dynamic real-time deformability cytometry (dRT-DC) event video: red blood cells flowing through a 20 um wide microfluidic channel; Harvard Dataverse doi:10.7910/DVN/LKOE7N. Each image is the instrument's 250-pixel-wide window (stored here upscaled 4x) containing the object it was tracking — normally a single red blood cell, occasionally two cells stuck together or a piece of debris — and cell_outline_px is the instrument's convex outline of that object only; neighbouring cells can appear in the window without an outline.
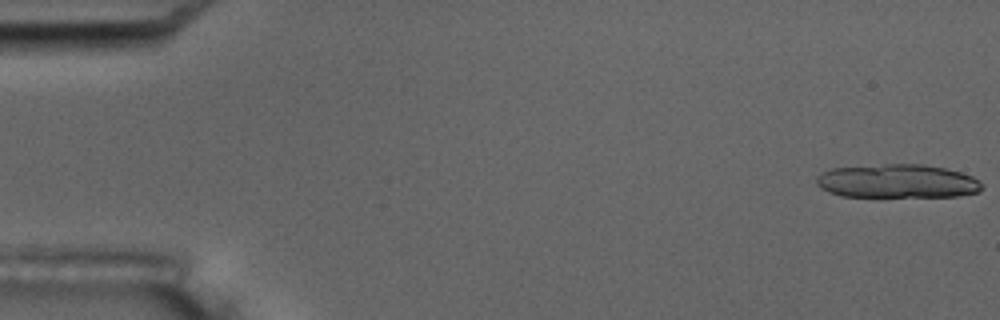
{"species": "common noctule bat (a hibernating species)", "species_latin": "Nyctalus noctula", "temperature_condition": "room temperature", "stored_images_in_passage": 7, "camera_frame_rate_fps": 3000, "um_per_image_px": 0.085, "animal": {"sex": "male", "body_mass_g": 17.5, "forearm_length_mm": 52.3}, "frame": {"image": 1, "passage_image": 1, "time_ms": 0.0, "image_size_px": [1000, 320], "cell_outline_px": [[984, 188], [980, 192], [960, 196], [840, 196], [828, 192], [820, 188], [816, 184], [816, 176], [820, 172], [832, 168], [888, 164], [924, 164], [944, 168], [960, 172], [972, 176], [980, 180]], "centroid_in_image_um": [76.28, 15.4], "position_along_channel_um": 8.7, "area_um2": 32.71}}